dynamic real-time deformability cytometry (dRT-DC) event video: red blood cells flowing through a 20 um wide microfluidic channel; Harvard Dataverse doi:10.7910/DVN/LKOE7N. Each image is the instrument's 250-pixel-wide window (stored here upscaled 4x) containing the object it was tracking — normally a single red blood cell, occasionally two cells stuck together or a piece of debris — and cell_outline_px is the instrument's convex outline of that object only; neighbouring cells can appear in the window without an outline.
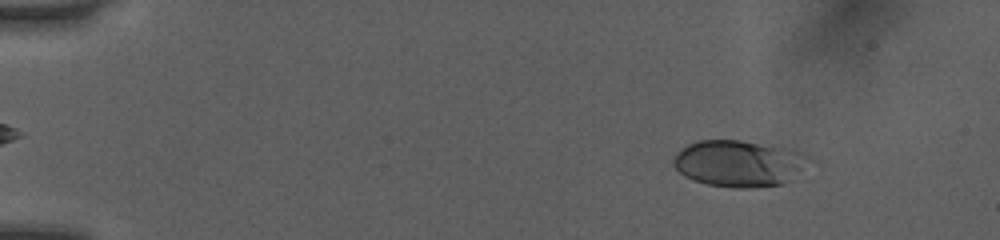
{"species": "human", "species_latin": "Homo sapiens", "temperature_condition": "room temperature", "stored_images_in_passage": 50, "camera_frame_rate_fps": 3000, "um_per_image_px": 0.085, "donor": {"sex": "female"}, "frame": {"image": 1, "passage_image": 6, "time_ms": 1.667, "image_size_px": [1000, 240], "cell_outline_px": [[812, 160], [808, 164], [788, 180], [780, 184], [752, 188], [736, 188], [708, 184], [692, 180], [684, 176], [672, 164], [672, 160], [676, 152], [680, 148], [696, 140], [740, 140], [792, 148], [808, 156]], "centroid_in_image_um": [62.77, 13.87], "position_along_channel_um": 22.2, "area_um2": 36.88}}
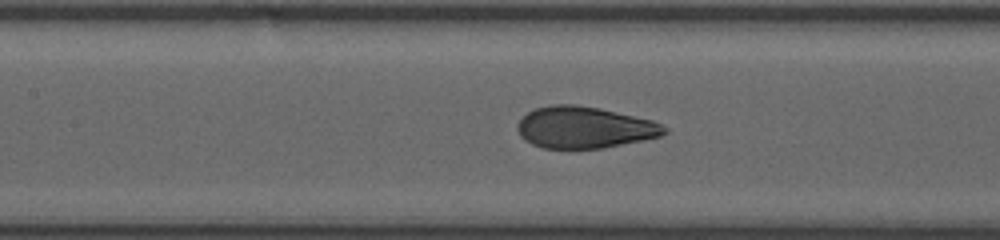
{"frame": {"image": 2, "passage_image": 24, "time_ms": 7.667, "image_size_px": [1000, 240], "cell_outline_px": [[668, 132], [660, 136], [644, 140], [604, 148], [544, 148], [532, 144], [524, 140], [520, 136], [516, 128], [516, 124], [528, 112], [536, 108], [552, 104], [576, 104], [600, 108], [652, 120], [668, 128]], "centroid_in_image_um": [49.67, 10.83], "position_along_channel_um": 157.7, "area_um2": 35.72}}
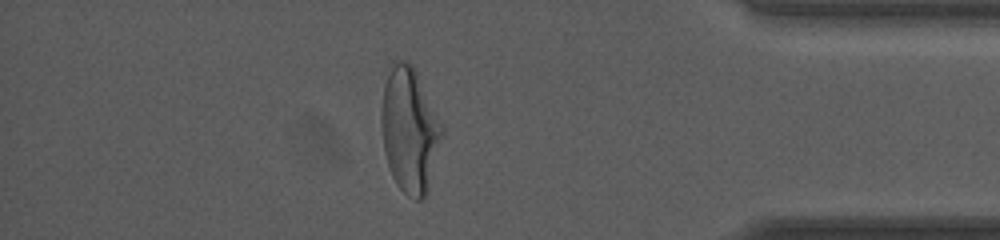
{"frame": {"image": 3, "passage_image": 44, "time_ms": 14.333, "image_size_px": [1000, 240], "cell_outline_px": [[444, 132], [428, 188], [424, 196], [420, 200], [416, 200], [408, 196], [396, 184], [392, 176], [384, 152], [380, 120], [380, 112], [384, 88], [388, 76], [396, 60], [404, 60], [412, 64], [416, 68], [444, 128]], "centroid_in_image_um": [34.82, 11.04], "position_along_channel_um": 400.4, "area_um2": 44.1}, "authors_computed_cell_mechanics": {"area_um2": 36.5585, "velocity_mm_per_s": 4.068, "shape_relaxation_time_tau1_ms": 3.484, "shape_relaxation_time_tau2_ms": null, "deformation_change_tau1": 0.1679, "deformation_change_tau2": null}}